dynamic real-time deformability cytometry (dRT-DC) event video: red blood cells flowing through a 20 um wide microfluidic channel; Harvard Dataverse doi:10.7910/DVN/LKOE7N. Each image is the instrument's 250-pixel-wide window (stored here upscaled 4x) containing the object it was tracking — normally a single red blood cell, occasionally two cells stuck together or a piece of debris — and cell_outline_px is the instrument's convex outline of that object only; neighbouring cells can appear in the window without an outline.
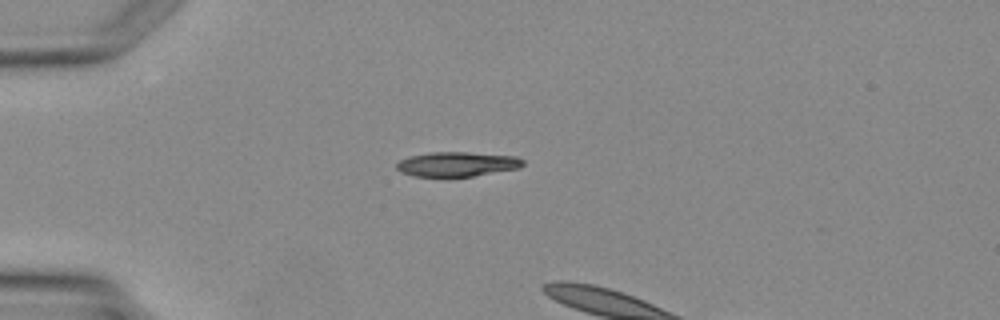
{"species": "Egyptian fruit bat (a non-hibernating species)", "species_latin": "Rousettus aegyptiacus", "temperature_condition": "warm", "stored_images_in_passage": 5, "camera_frame_rate_fps": 3000, "um_per_image_px": 0.085, "animal": {"sex": "female"}, "frame": {"image": 1, "passage_image": 3, "time_ms": 2.667, "image_size_px": [1000, 320], "cell_outline_px": [[524, 164], [520, 168], [472, 176], [416, 176], [400, 172], [396, 168], [396, 164], [400, 160], [408, 156], [432, 152], [468, 152], [516, 156], [524, 160]], "centroid_in_image_um": [38.86, 13.94], "position_along_channel_um": 46.1, "area_um2": 18.09}}